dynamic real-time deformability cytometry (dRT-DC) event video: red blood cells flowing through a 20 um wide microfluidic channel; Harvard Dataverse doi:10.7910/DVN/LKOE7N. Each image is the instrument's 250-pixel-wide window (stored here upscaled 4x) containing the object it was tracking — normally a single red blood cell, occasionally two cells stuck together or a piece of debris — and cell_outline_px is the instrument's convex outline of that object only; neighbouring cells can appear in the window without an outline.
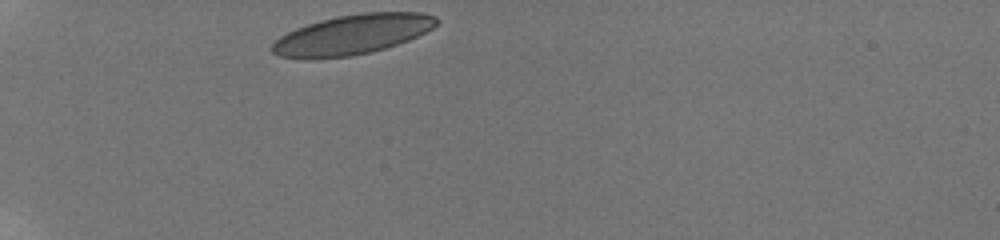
{"species": "human", "species_latin": "Homo sapiens", "temperature_condition": "room temperature", "stored_images_in_passage": 33, "camera_frame_rate_fps": 3000, "um_per_image_px": 0.085, "donor": {"sex": "male"}, "frame": {"image": 1, "passage_image": 1, "time_ms": 0.0, "image_size_px": [1000, 240], "cell_outline_px": [[440, 20], [432, 28], [408, 40], [384, 48], [352, 56], [280, 56], [272, 52], [272, 44], [280, 36], [296, 28], [320, 20], [336, 16], [364, 12], [420, 12], [436, 16]], "centroid_in_image_um": [30.02, 2.88], "position_along_channel_um": 55.0, "area_um2": 37.11}}
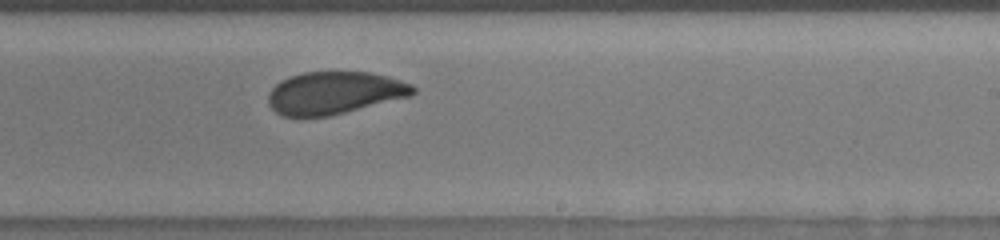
{"frame": {"image": 2, "passage_image": 20, "time_ms": 6.333, "image_size_px": [1000, 240], "cell_outline_px": [[416, 92], [408, 96], [328, 116], [284, 116], [276, 112], [268, 104], [268, 92], [280, 80], [288, 76], [304, 72], [372, 72], [388, 76], [412, 84], [416, 88]], "centroid_in_image_um": [28.39, 7.87], "position_along_channel_um": 260.6, "area_um2": 35.6}}
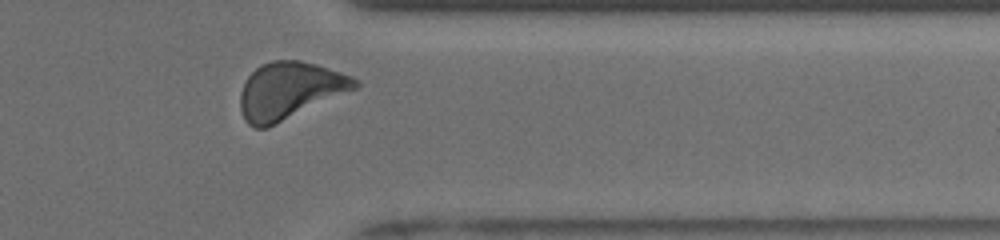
{"frame": {"image": 3, "passage_image": 30, "time_ms": 9.667, "image_size_px": [1000, 240], "cell_outline_px": [[360, 84], [356, 88], [268, 128], [252, 128], [244, 120], [240, 108], [240, 92], [248, 76], [260, 64], [272, 60], [300, 60], [316, 64], [352, 76], [360, 80]], "centroid_in_image_um": [24.59, 7.7], "position_along_channel_um": 386.8, "area_um2": 38.09}, "authors_computed_cell_mechanics": {"area_um2": 36.8186, "velocity_mm_per_s": 3.8097, "shape_relaxation_time_tau1_ms": 3.3084, "shape_relaxation_time_tau2_ms": 0.9034, "deformation_change_tau1": 0.1075, "deformation_change_tau2": 0.057}}